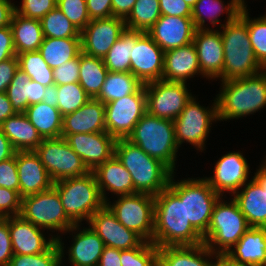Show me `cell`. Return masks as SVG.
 <instances>
[{
  "label": "cell",
  "mask_w": 266,
  "mask_h": 266,
  "mask_svg": "<svg viewBox=\"0 0 266 266\" xmlns=\"http://www.w3.org/2000/svg\"><path fill=\"white\" fill-rule=\"evenodd\" d=\"M226 5L224 4L223 0H198L192 7L191 16L196 30L209 29V27H206L205 25V23L207 22L206 20H209V22L213 26L220 23V30L221 27H223L225 24L233 21L239 15L242 8L238 6L233 0H230ZM206 8H208L207 11L204 10ZM224 12L227 14V20L225 24H221L218 17L221 16V14H223Z\"/></svg>",
  "instance_id": "cell-33"
},
{
  "label": "cell",
  "mask_w": 266,
  "mask_h": 266,
  "mask_svg": "<svg viewBox=\"0 0 266 266\" xmlns=\"http://www.w3.org/2000/svg\"><path fill=\"white\" fill-rule=\"evenodd\" d=\"M186 84L164 80L144 84L147 112L162 119H176L193 97Z\"/></svg>",
  "instance_id": "cell-14"
},
{
  "label": "cell",
  "mask_w": 266,
  "mask_h": 266,
  "mask_svg": "<svg viewBox=\"0 0 266 266\" xmlns=\"http://www.w3.org/2000/svg\"><path fill=\"white\" fill-rule=\"evenodd\" d=\"M126 30L125 20L119 17L91 20L80 32L81 52L103 59Z\"/></svg>",
  "instance_id": "cell-15"
},
{
  "label": "cell",
  "mask_w": 266,
  "mask_h": 266,
  "mask_svg": "<svg viewBox=\"0 0 266 266\" xmlns=\"http://www.w3.org/2000/svg\"><path fill=\"white\" fill-rule=\"evenodd\" d=\"M0 187L12 189L19 193L16 153L11 158L0 162Z\"/></svg>",
  "instance_id": "cell-51"
},
{
  "label": "cell",
  "mask_w": 266,
  "mask_h": 266,
  "mask_svg": "<svg viewBox=\"0 0 266 266\" xmlns=\"http://www.w3.org/2000/svg\"><path fill=\"white\" fill-rule=\"evenodd\" d=\"M259 166V169H257L254 176H252L258 184L265 190L266 192V156L265 161L263 160Z\"/></svg>",
  "instance_id": "cell-65"
},
{
  "label": "cell",
  "mask_w": 266,
  "mask_h": 266,
  "mask_svg": "<svg viewBox=\"0 0 266 266\" xmlns=\"http://www.w3.org/2000/svg\"><path fill=\"white\" fill-rule=\"evenodd\" d=\"M46 87L30 79L29 105L42 102Z\"/></svg>",
  "instance_id": "cell-60"
},
{
  "label": "cell",
  "mask_w": 266,
  "mask_h": 266,
  "mask_svg": "<svg viewBox=\"0 0 266 266\" xmlns=\"http://www.w3.org/2000/svg\"><path fill=\"white\" fill-rule=\"evenodd\" d=\"M195 31L191 17L161 15L147 33L165 52L192 43Z\"/></svg>",
  "instance_id": "cell-20"
},
{
  "label": "cell",
  "mask_w": 266,
  "mask_h": 266,
  "mask_svg": "<svg viewBox=\"0 0 266 266\" xmlns=\"http://www.w3.org/2000/svg\"><path fill=\"white\" fill-rule=\"evenodd\" d=\"M143 31L126 30L114 43L103 61L110 72H131V53Z\"/></svg>",
  "instance_id": "cell-36"
},
{
  "label": "cell",
  "mask_w": 266,
  "mask_h": 266,
  "mask_svg": "<svg viewBox=\"0 0 266 266\" xmlns=\"http://www.w3.org/2000/svg\"><path fill=\"white\" fill-rule=\"evenodd\" d=\"M201 75L196 48L192 43L174 48L164 53L162 80L169 82H185L195 75Z\"/></svg>",
  "instance_id": "cell-26"
},
{
  "label": "cell",
  "mask_w": 266,
  "mask_h": 266,
  "mask_svg": "<svg viewBox=\"0 0 266 266\" xmlns=\"http://www.w3.org/2000/svg\"><path fill=\"white\" fill-rule=\"evenodd\" d=\"M90 20L112 17V0H86Z\"/></svg>",
  "instance_id": "cell-54"
},
{
  "label": "cell",
  "mask_w": 266,
  "mask_h": 266,
  "mask_svg": "<svg viewBox=\"0 0 266 266\" xmlns=\"http://www.w3.org/2000/svg\"><path fill=\"white\" fill-rule=\"evenodd\" d=\"M212 107L206 108L196 101V97L186 104L180 115L173 120L175 127V138L180 148L182 143L187 142L204 151L205 142L209 136L214 121H218L217 100H213ZM213 122V123H212Z\"/></svg>",
  "instance_id": "cell-11"
},
{
  "label": "cell",
  "mask_w": 266,
  "mask_h": 266,
  "mask_svg": "<svg viewBox=\"0 0 266 266\" xmlns=\"http://www.w3.org/2000/svg\"><path fill=\"white\" fill-rule=\"evenodd\" d=\"M142 85L131 72L109 71L96 99L106 104L135 93Z\"/></svg>",
  "instance_id": "cell-38"
},
{
  "label": "cell",
  "mask_w": 266,
  "mask_h": 266,
  "mask_svg": "<svg viewBox=\"0 0 266 266\" xmlns=\"http://www.w3.org/2000/svg\"><path fill=\"white\" fill-rule=\"evenodd\" d=\"M106 132L105 104L91 98L75 112L63 116L61 135Z\"/></svg>",
  "instance_id": "cell-25"
},
{
  "label": "cell",
  "mask_w": 266,
  "mask_h": 266,
  "mask_svg": "<svg viewBox=\"0 0 266 266\" xmlns=\"http://www.w3.org/2000/svg\"><path fill=\"white\" fill-rule=\"evenodd\" d=\"M106 205L117 220L127 229L134 231L144 241L153 242L155 198L145 193L118 196Z\"/></svg>",
  "instance_id": "cell-10"
},
{
  "label": "cell",
  "mask_w": 266,
  "mask_h": 266,
  "mask_svg": "<svg viewBox=\"0 0 266 266\" xmlns=\"http://www.w3.org/2000/svg\"><path fill=\"white\" fill-rule=\"evenodd\" d=\"M79 62H80V54L76 58L63 63L59 67L54 68L53 69L54 84L59 86V85H66L78 82L79 69H80Z\"/></svg>",
  "instance_id": "cell-50"
},
{
  "label": "cell",
  "mask_w": 266,
  "mask_h": 266,
  "mask_svg": "<svg viewBox=\"0 0 266 266\" xmlns=\"http://www.w3.org/2000/svg\"><path fill=\"white\" fill-rule=\"evenodd\" d=\"M30 78L18 68L6 89L7 97L16 113H25L29 106Z\"/></svg>",
  "instance_id": "cell-46"
},
{
  "label": "cell",
  "mask_w": 266,
  "mask_h": 266,
  "mask_svg": "<svg viewBox=\"0 0 266 266\" xmlns=\"http://www.w3.org/2000/svg\"><path fill=\"white\" fill-rule=\"evenodd\" d=\"M164 51L144 32L131 53V73L142 83L162 80Z\"/></svg>",
  "instance_id": "cell-19"
},
{
  "label": "cell",
  "mask_w": 266,
  "mask_h": 266,
  "mask_svg": "<svg viewBox=\"0 0 266 266\" xmlns=\"http://www.w3.org/2000/svg\"><path fill=\"white\" fill-rule=\"evenodd\" d=\"M16 153L9 139L0 130V162L11 158Z\"/></svg>",
  "instance_id": "cell-62"
},
{
  "label": "cell",
  "mask_w": 266,
  "mask_h": 266,
  "mask_svg": "<svg viewBox=\"0 0 266 266\" xmlns=\"http://www.w3.org/2000/svg\"><path fill=\"white\" fill-rule=\"evenodd\" d=\"M239 16L247 23L248 33L254 55L260 65L266 69V14L250 19L247 8H242Z\"/></svg>",
  "instance_id": "cell-43"
},
{
  "label": "cell",
  "mask_w": 266,
  "mask_h": 266,
  "mask_svg": "<svg viewBox=\"0 0 266 266\" xmlns=\"http://www.w3.org/2000/svg\"><path fill=\"white\" fill-rule=\"evenodd\" d=\"M22 197L17 191L0 187V218L19 216Z\"/></svg>",
  "instance_id": "cell-49"
},
{
  "label": "cell",
  "mask_w": 266,
  "mask_h": 266,
  "mask_svg": "<svg viewBox=\"0 0 266 266\" xmlns=\"http://www.w3.org/2000/svg\"><path fill=\"white\" fill-rule=\"evenodd\" d=\"M58 104L62 116L75 112L82 107L91 97L81 87L79 82L57 86Z\"/></svg>",
  "instance_id": "cell-44"
},
{
  "label": "cell",
  "mask_w": 266,
  "mask_h": 266,
  "mask_svg": "<svg viewBox=\"0 0 266 266\" xmlns=\"http://www.w3.org/2000/svg\"><path fill=\"white\" fill-rule=\"evenodd\" d=\"M213 259H216V260L215 262H213L212 266H251L248 264L239 263L233 260L227 254H215Z\"/></svg>",
  "instance_id": "cell-64"
},
{
  "label": "cell",
  "mask_w": 266,
  "mask_h": 266,
  "mask_svg": "<svg viewBox=\"0 0 266 266\" xmlns=\"http://www.w3.org/2000/svg\"><path fill=\"white\" fill-rule=\"evenodd\" d=\"M220 34L224 48L222 81L253 76L264 70L254 55L247 23L238 15Z\"/></svg>",
  "instance_id": "cell-4"
},
{
  "label": "cell",
  "mask_w": 266,
  "mask_h": 266,
  "mask_svg": "<svg viewBox=\"0 0 266 266\" xmlns=\"http://www.w3.org/2000/svg\"><path fill=\"white\" fill-rule=\"evenodd\" d=\"M0 130L16 151H34L43 141L25 113H16L7 118L0 125Z\"/></svg>",
  "instance_id": "cell-31"
},
{
  "label": "cell",
  "mask_w": 266,
  "mask_h": 266,
  "mask_svg": "<svg viewBox=\"0 0 266 266\" xmlns=\"http://www.w3.org/2000/svg\"><path fill=\"white\" fill-rule=\"evenodd\" d=\"M81 224H75L65 233L72 232V245L68 248V259L72 266H98L105 247L103 240L89 226L80 229ZM75 231V232H74Z\"/></svg>",
  "instance_id": "cell-24"
},
{
  "label": "cell",
  "mask_w": 266,
  "mask_h": 266,
  "mask_svg": "<svg viewBox=\"0 0 266 266\" xmlns=\"http://www.w3.org/2000/svg\"><path fill=\"white\" fill-rule=\"evenodd\" d=\"M17 56L10 26L0 27V62Z\"/></svg>",
  "instance_id": "cell-56"
},
{
  "label": "cell",
  "mask_w": 266,
  "mask_h": 266,
  "mask_svg": "<svg viewBox=\"0 0 266 266\" xmlns=\"http://www.w3.org/2000/svg\"><path fill=\"white\" fill-rule=\"evenodd\" d=\"M34 152L53 182L91 172L63 137L43 139Z\"/></svg>",
  "instance_id": "cell-12"
},
{
  "label": "cell",
  "mask_w": 266,
  "mask_h": 266,
  "mask_svg": "<svg viewBox=\"0 0 266 266\" xmlns=\"http://www.w3.org/2000/svg\"><path fill=\"white\" fill-rule=\"evenodd\" d=\"M13 254L32 255L47 251L55 242L56 236L46 239L44 229L24 220L20 215L8 217ZM43 229V230H42Z\"/></svg>",
  "instance_id": "cell-22"
},
{
  "label": "cell",
  "mask_w": 266,
  "mask_h": 266,
  "mask_svg": "<svg viewBox=\"0 0 266 266\" xmlns=\"http://www.w3.org/2000/svg\"><path fill=\"white\" fill-rule=\"evenodd\" d=\"M62 236L45 252L32 255L14 254L8 266H63L64 242Z\"/></svg>",
  "instance_id": "cell-41"
},
{
  "label": "cell",
  "mask_w": 266,
  "mask_h": 266,
  "mask_svg": "<svg viewBox=\"0 0 266 266\" xmlns=\"http://www.w3.org/2000/svg\"><path fill=\"white\" fill-rule=\"evenodd\" d=\"M20 216L47 231L65 233L75 225L68 218L54 186L43 192L22 197Z\"/></svg>",
  "instance_id": "cell-9"
},
{
  "label": "cell",
  "mask_w": 266,
  "mask_h": 266,
  "mask_svg": "<svg viewBox=\"0 0 266 266\" xmlns=\"http://www.w3.org/2000/svg\"><path fill=\"white\" fill-rule=\"evenodd\" d=\"M90 171L115 155L117 139L107 132L61 135Z\"/></svg>",
  "instance_id": "cell-18"
},
{
  "label": "cell",
  "mask_w": 266,
  "mask_h": 266,
  "mask_svg": "<svg viewBox=\"0 0 266 266\" xmlns=\"http://www.w3.org/2000/svg\"><path fill=\"white\" fill-rule=\"evenodd\" d=\"M115 156L130 173L134 194L145 193L156 196L168 187L173 172L127 138L117 139Z\"/></svg>",
  "instance_id": "cell-3"
},
{
  "label": "cell",
  "mask_w": 266,
  "mask_h": 266,
  "mask_svg": "<svg viewBox=\"0 0 266 266\" xmlns=\"http://www.w3.org/2000/svg\"><path fill=\"white\" fill-rule=\"evenodd\" d=\"M57 96H58L57 85L53 84V85L47 86L45 89L42 102L50 106L57 107V104H58Z\"/></svg>",
  "instance_id": "cell-63"
},
{
  "label": "cell",
  "mask_w": 266,
  "mask_h": 266,
  "mask_svg": "<svg viewBox=\"0 0 266 266\" xmlns=\"http://www.w3.org/2000/svg\"><path fill=\"white\" fill-rule=\"evenodd\" d=\"M121 266H158V247L143 241L138 247L120 250Z\"/></svg>",
  "instance_id": "cell-45"
},
{
  "label": "cell",
  "mask_w": 266,
  "mask_h": 266,
  "mask_svg": "<svg viewBox=\"0 0 266 266\" xmlns=\"http://www.w3.org/2000/svg\"><path fill=\"white\" fill-rule=\"evenodd\" d=\"M11 0H0V27L10 26L15 4Z\"/></svg>",
  "instance_id": "cell-59"
},
{
  "label": "cell",
  "mask_w": 266,
  "mask_h": 266,
  "mask_svg": "<svg viewBox=\"0 0 266 266\" xmlns=\"http://www.w3.org/2000/svg\"><path fill=\"white\" fill-rule=\"evenodd\" d=\"M161 15L191 17L192 8L184 0H159Z\"/></svg>",
  "instance_id": "cell-53"
},
{
  "label": "cell",
  "mask_w": 266,
  "mask_h": 266,
  "mask_svg": "<svg viewBox=\"0 0 266 266\" xmlns=\"http://www.w3.org/2000/svg\"><path fill=\"white\" fill-rule=\"evenodd\" d=\"M16 112L9 101L6 92L0 93V125L9 117L15 115Z\"/></svg>",
  "instance_id": "cell-61"
},
{
  "label": "cell",
  "mask_w": 266,
  "mask_h": 266,
  "mask_svg": "<svg viewBox=\"0 0 266 266\" xmlns=\"http://www.w3.org/2000/svg\"><path fill=\"white\" fill-rule=\"evenodd\" d=\"M249 169L250 166L243 154L233 151L221 156L215 164L213 176L205 179L220 196L225 192L233 195L249 181Z\"/></svg>",
  "instance_id": "cell-16"
},
{
  "label": "cell",
  "mask_w": 266,
  "mask_h": 266,
  "mask_svg": "<svg viewBox=\"0 0 266 266\" xmlns=\"http://www.w3.org/2000/svg\"><path fill=\"white\" fill-rule=\"evenodd\" d=\"M79 68V84L91 98H96L109 72L103 59L81 52Z\"/></svg>",
  "instance_id": "cell-37"
},
{
  "label": "cell",
  "mask_w": 266,
  "mask_h": 266,
  "mask_svg": "<svg viewBox=\"0 0 266 266\" xmlns=\"http://www.w3.org/2000/svg\"><path fill=\"white\" fill-rule=\"evenodd\" d=\"M92 172L105 203L109 201L106 191L116 194L117 197L134 194L131 175L115 155L98 165Z\"/></svg>",
  "instance_id": "cell-27"
},
{
  "label": "cell",
  "mask_w": 266,
  "mask_h": 266,
  "mask_svg": "<svg viewBox=\"0 0 266 266\" xmlns=\"http://www.w3.org/2000/svg\"><path fill=\"white\" fill-rule=\"evenodd\" d=\"M10 28L14 40L16 54L38 51L44 35L39 19L26 18L13 13Z\"/></svg>",
  "instance_id": "cell-32"
},
{
  "label": "cell",
  "mask_w": 266,
  "mask_h": 266,
  "mask_svg": "<svg viewBox=\"0 0 266 266\" xmlns=\"http://www.w3.org/2000/svg\"><path fill=\"white\" fill-rule=\"evenodd\" d=\"M127 139L176 173L175 161L179 147L172 120L162 119L146 112Z\"/></svg>",
  "instance_id": "cell-5"
},
{
  "label": "cell",
  "mask_w": 266,
  "mask_h": 266,
  "mask_svg": "<svg viewBox=\"0 0 266 266\" xmlns=\"http://www.w3.org/2000/svg\"><path fill=\"white\" fill-rule=\"evenodd\" d=\"M25 114L42 139L61 137L63 116L57 107L39 102L29 105Z\"/></svg>",
  "instance_id": "cell-34"
},
{
  "label": "cell",
  "mask_w": 266,
  "mask_h": 266,
  "mask_svg": "<svg viewBox=\"0 0 266 266\" xmlns=\"http://www.w3.org/2000/svg\"><path fill=\"white\" fill-rule=\"evenodd\" d=\"M193 44L197 51L201 74L207 79L220 78L224 68V48L219 30L198 29Z\"/></svg>",
  "instance_id": "cell-21"
},
{
  "label": "cell",
  "mask_w": 266,
  "mask_h": 266,
  "mask_svg": "<svg viewBox=\"0 0 266 266\" xmlns=\"http://www.w3.org/2000/svg\"><path fill=\"white\" fill-rule=\"evenodd\" d=\"M214 255L204 243L161 247L158 248V266H212Z\"/></svg>",
  "instance_id": "cell-30"
},
{
  "label": "cell",
  "mask_w": 266,
  "mask_h": 266,
  "mask_svg": "<svg viewBox=\"0 0 266 266\" xmlns=\"http://www.w3.org/2000/svg\"><path fill=\"white\" fill-rule=\"evenodd\" d=\"M19 69L31 80L47 87L54 84L53 69L44 61L38 51L23 52L17 55Z\"/></svg>",
  "instance_id": "cell-40"
},
{
  "label": "cell",
  "mask_w": 266,
  "mask_h": 266,
  "mask_svg": "<svg viewBox=\"0 0 266 266\" xmlns=\"http://www.w3.org/2000/svg\"><path fill=\"white\" fill-rule=\"evenodd\" d=\"M98 266H121L120 249L105 246Z\"/></svg>",
  "instance_id": "cell-57"
},
{
  "label": "cell",
  "mask_w": 266,
  "mask_h": 266,
  "mask_svg": "<svg viewBox=\"0 0 266 266\" xmlns=\"http://www.w3.org/2000/svg\"><path fill=\"white\" fill-rule=\"evenodd\" d=\"M57 7L80 31L91 21L87 12L86 0H57Z\"/></svg>",
  "instance_id": "cell-47"
},
{
  "label": "cell",
  "mask_w": 266,
  "mask_h": 266,
  "mask_svg": "<svg viewBox=\"0 0 266 266\" xmlns=\"http://www.w3.org/2000/svg\"><path fill=\"white\" fill-rule=\"evenodd\" d=\"M68 218L74 224L90 217L106 203L104 202L97 180L91 171L81 177L66 178L53 183Z\"/></svg>",
  "instance_id": "cell-7"
},
{
  "label": "cell",
  "mask_w": 266,
  "mask_h": 266,
  "mask_svg": "<svg viewBox=\"0 0 266 266\" xmlns=\"http://www.w3.org/2000/svg\"><path fill=\"white\" fill-rule=\"evenodd\" d=\"M21 6L15 5V12L26 18L41 20L57 6V0H21ZM19 7V8H18Z\"/></svg>",
  "instance_id": "cell-48"
},
{
  "label": "cell",
  "mask_w": 266,
  "mask_h": 266,
  "mask_svg": "<svg viewBox=\"0 0 266 266\" xmlns=\"http://www.w3.org/2000/svg\"><path fill=\"white\" fill-rule=\"evenodd\" d=\"M13 255L8 217L0 218V266H8Z\"/></svg>",
  "instance_id": "cell-52"
},
{
  "label": "cell",
  "mask_w": 266,
  "mask_h": 266,
  "mask_svg": "<svg viewBox=\"0 0 266 266\" xmlns=\"http://www.w3.org/2000/svg\"><path fill=\"white\" fill-rule=\"evenodd\" d=\"M160 16L159 0H137L125 19L126 28L131 31L148 32Z\"/></svg>",
  "instance_id": "cell-39"
},
{
  "label": "cell",
  "mask_w": 266,
  "mask_h": 266,
  "mask_svg": "<svg viewBox=\"0 0 266 266\" xmlns=\"http://www.w3.org/2000/svg\"><path fill=\"white\" fill-rule=\"evenodd\" d=\"M88 225L103 240L106 247L129 250L138 247L144 241L120 223L106 204L90 217Z\"/></svg>",
  "instance_id": "cell-17"
},
{
  "label": "cell",
  "mask_w": 266,
  "mask_h": 266,
  "mask_svg": "<svg viewBox=\"0 0 266 266\" xmlns=\"http://www.w3.org/2000/svg\"><path fill=\"white\" fill-rule=\"evenodd\" d=\"M137 0H112V14L115 17L126 19Z\"/></svg>",
  "instance_id": "cell-58"
},
{
  "label": "cell",
  "mask_w": 266,
  "mask_h": 266,
  "mask_svg": "<svg viewBox=\"0 0 266 266\" xmlns=\"http://www.w3.org/2000/svg\"><path fill=\"white\" fill-rule=\"evenodd\" d=\"M172 174L168 187L185 200L186 219L203 236L209 227L213 207L220 195L204 178H188L175 181Z\"/></svg>",
  "instance_id": "cell-8"
},
{
  "label": "cell",
  "mask_w": 266,
  "mask_h": 266,
  "mask_svg": "<svg viewBox=\"0 0 266 266\" xmlns=\"http://www.w3.org/2000/svg\"><path fill=\"white\" fill-rule=\"evenodd\" d=\"M38 52L52 69L76 58L81 53V38L44 37Z\"/></svg>",
  "instance_id": "cell-35"
},
{
  "label": "cell",
  "mask_w": 266,
  "mask_h": 266,
  "mask_svg": "<svg viewBox=\"0 0 266 266\" xmlns=\"http://www.w3.org/2000/svg\"><path fill=\"white\" fill-rule=\"evenodd\" d=\"M16 165L21 197L43 192L53 186L54 182L34 151H16Z\"/></svg>",
  "instance_id": "cell-23"
},
{
  "label": "cell",
  "mask_w": 266,
  "mask_h": 266,
  "mask_svg": "<svg viewBox=\"0 0 266 266\" xmlns=\"http://www.w3.org/2000/svg\"><path fill=\"white\" fill-rule=\"evenodd\" d=\"M147 112L144 84L133 94L105 104L106 132L116 139L128 138Z\"/></svg>",
  "instance_id": "cell-13"
},
{
  "label": "cell",
  "mask_w": 266,
  "mask_h": 266,
  "mask_svg": "<svg viewBox=\"0 0 266 266\" xmlns=\"http://www.w3.org/2000/svg\"><path fill=\"white\" fill-rule=\"evenodd\" d=\"M221 82L216 95L219 121L253 115L266 107V69L253 76Z\"/></svg>",
  "instance_id": "cell-2"
},
{
  "label": "cell",
  "mask_w": 266,
  "mask_h": 266,
  "mask_svg": "<svg viewBox=\"0 0 266 266\" xmlns=\"http://www.w3.org/2000/svg\"><path fill=\"white\" fill-rule=\"evenodd\" d=\"M184 1L192 8L198 0H184Z\"/></svg>",
  "instance_id": "cell-67"
},
{
  "label": "cell",
  "mask_w": 266,
  "mask_h": 266,
  "mask_svg": "<svg viewBox=\"0 0 266 266\" xmlns=\"http://www.w3.org/2000/svg\"><path fill=\"white\" fill-rule=\"evenodd\" d=\"M154 198L153 243L158 248L203 243V236L186 219L185 200H181L169 187Z\"/></svg>",
  "instance_id": "cell-1"
},
{
  "label": "cell",
  "mask_w": 266,
  "mask_h": 266,
  "mask_svg": "<svg viewBox=\"0 0 266 266\" xmlns=\"http://www.w3.org/2000/svg\"><path fill=\"white\" fill-rule=\"evenodd\" d=\"M238 6L241 8H247V5L245 3V0H233Z\"/></svg>",
  "instance_id": "cell-66"
},
{
  "label": "cell",
  "mask_w": 266,
  "mask_h": 266,
  "mask_svg": "<svg viewBox=\"0 0 266 266\" xmlns=\"http://www.w3.org/2000/svg\"><path fill=\"white\" fill-rule=\"evenodd\" d=\"M40 21L44 37L56 39L81 38V31L69 21L57 6Z\"/></svg>",
  "instance_id": "cell-42"
},
{
  "label": "cell",
  "mask_w": 266,
  "mask_h": 266,
  "mask_svg": "<svg viewBox=\"0 0 266 266\" xmlns=\"http://www.w3.org/2000/svg\"><path fill=\"white\" fill-rule=\"evenodd\" d=\"M18 68L19 62L17 56L0 62V93L6 92Z\"/></svg>",
  "instance_id": "cell-55"
},
{
  "label": "cell",
  "mask_w": 266,
  "mask_h": 266,
  "mask_svg": "<svg viewBox=\"0 0 266 266\" xmlns=\"http://www.w3.org/2000/svg\"><path fill=\"white\" fill-rule=\"evenodd\" d=\"M241 190L231 196L244 214L248 225L250 227H266L265 190L253 177L241 187Z\"/></svg>",
  "instance_id": "cell-28"
},
{
  "label": "cell",
  "mask_w": 266,
  "mask_h": 266,
  "mask_svg": "<svg viewBox=\"0 0 266 266\" xmlns=\"http://www.w3.org/2000/svg\"><path fill=\"white\" fill-rule=\"evenodd\" d=\"M222 199L220 196L215 203L209 227L203 235V243L214 254H227L250 228L236 201Z\"/></svg>",
  "instance_id": "cell-6"
},
{
  "label": "cell",
  "mask_w": 266,
  "mask_h": 266,
  "mask_svg": "<svg viewBox=\"0 0 266 266\" xmlns=\"http://www.w3.org/2000/svg\"><path fill=\"white\" fill-rule=\"evenodd\" d=\"M227 255L239 263L266 266V227H250Z\"/></svg>",
  "instance_id": "cell-29"
}]
</instances>
